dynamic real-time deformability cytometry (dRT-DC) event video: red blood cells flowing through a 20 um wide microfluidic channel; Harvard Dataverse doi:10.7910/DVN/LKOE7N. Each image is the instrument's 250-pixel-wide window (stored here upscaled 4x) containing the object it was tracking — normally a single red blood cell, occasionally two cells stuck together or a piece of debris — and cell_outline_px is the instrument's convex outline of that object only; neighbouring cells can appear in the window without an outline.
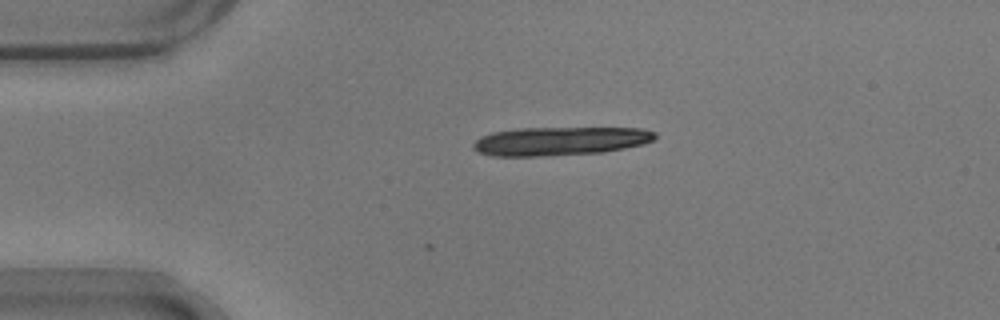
{"species": "common noctule bat (a hibernating species)", "species_latin": "Nyctalus noctula", "temperature_condition": "warm", "stored_images_in_passage": 2, "camera_frame_rate_fps": 3000, "um_per_image_px": 0.085, "animal": {"sex": "male", "body_mass_g": 17.9}, "frame": {"image": 1, "passage_image": 2, "time_ms": 0.333, "image_size_px": [1000, 320], "cell_outline_px": [[656, 136], [652, 140], [644, 144], [604, 152], [540, 156], [492, 156], [480, 152], [472, 148], [472, 144], [480, 136], [492, 132], [516, 128], [644, 128], [656, 132]], "centroid_in_image_um": [47.59, 11.98], "position_along_channel_um": 37.4, "area_um2": 30.4}}